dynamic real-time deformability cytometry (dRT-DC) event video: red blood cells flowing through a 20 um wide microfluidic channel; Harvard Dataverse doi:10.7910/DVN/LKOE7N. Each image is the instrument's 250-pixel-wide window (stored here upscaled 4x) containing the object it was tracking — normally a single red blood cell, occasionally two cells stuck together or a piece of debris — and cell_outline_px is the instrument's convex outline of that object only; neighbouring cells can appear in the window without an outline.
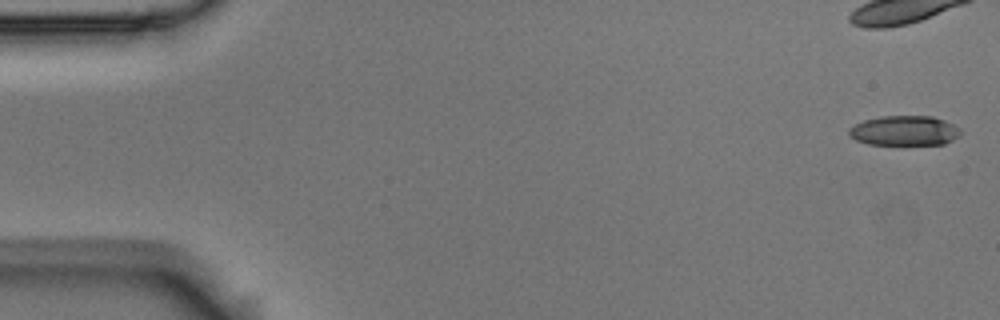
{"species": "Egyptian fruit bat (a non-hibernating species)", "species_latin": "Rousettus aegyptiacus", "temperature_condition": "room temperature", "stored_images_in_passage": 4, "camera_frame_rate_fps": 3000, "um_per_image_px": 0.085, "animal": {"sex": "male"}, "frame": {"image": 1, "passage_image": 1, "time_ms": 0.0, "image_size_px": [1000, 320], "cell_outline_px": [[960, 136], [944, 144], [868, 144], [856, 140], [848, 136], [848, 128], [864, 120], [880, 116], [932, 116], [944, 120], [960, 128]], "centroid_in_image_um": [76.86, 11.1], "position_along_channel_um": 8.1, "area_um2": 19.42}}